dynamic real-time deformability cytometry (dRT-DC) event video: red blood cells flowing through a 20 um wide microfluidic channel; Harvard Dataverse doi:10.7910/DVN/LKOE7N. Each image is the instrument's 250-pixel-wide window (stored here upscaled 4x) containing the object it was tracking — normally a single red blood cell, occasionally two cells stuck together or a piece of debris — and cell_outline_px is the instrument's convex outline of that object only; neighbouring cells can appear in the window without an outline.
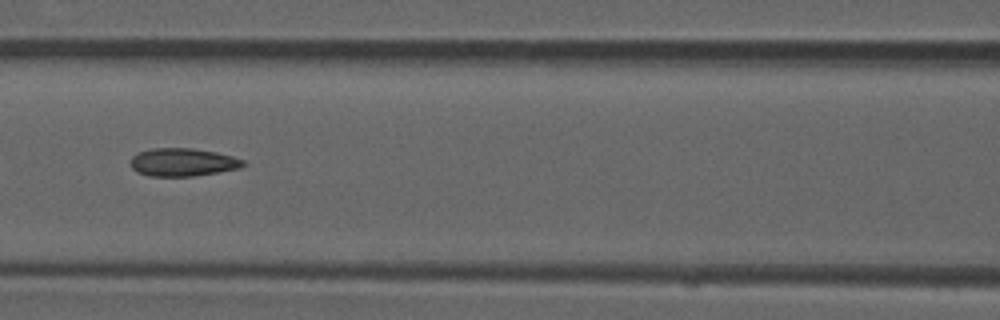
{"species": "common noctule bat (a hibernating species)", "species_latin": "Nyctalus noctula", "temperature_condition": "room temperature", "stored_images_in_passage": 31, "camera_frame_rate_fps": 3000, "um_per_image_px": 0.085, "animal": {"sex": "male", "forearm_length_mm": 52.5}, "frame": {"image": 1, "passage_image": 10, "time_ms": 3.0, "image_size_px": [1000, 320], "cell_outline_px": [[248, 164], [240, 168], [192, 176], [148, 176], [136, 172], [128, 164], [132, 156], [136, 152], [152, 148], [192, 148], [216, 152], [232, 156], [244, 160]], "centroid_in_image_um": [15.49, 13.78], "position_along_channel_um": 151.1, "area_um2": 18.61}}
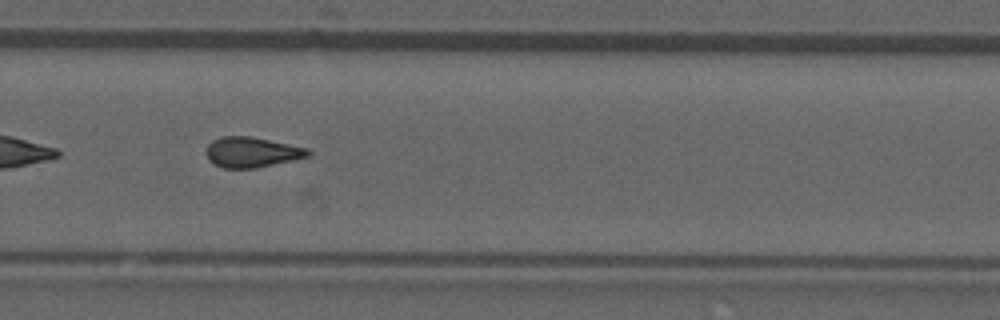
{"frame": {"image": 2, "passage_image": 22, "time_ms": 7.0, "image_size_px": [1000, 320], "cell_outline_px": [[312, 152], [308, 156], [292, 160], [256, 168], [224, 168], [208, 160], [204, 152], [208, 144], [212, 140], [220, 136], [252, 136], [308, 148]], "centroid_in_image_um": [21.37, 12.92], "position_along_channel_um": 308.4, "area_um2": 18.09}, "authors_computed_cell_mechanics": {"area_um2": 18.207, "velocity_mm_per_s": 3.9541, "shape_relaxation_time_tau1_ms": null, "shape_relaxation_time_tau2_ms": 2.7839, "deformation_change_tau1": null, "deformation_change_tau2": 0.0904}}